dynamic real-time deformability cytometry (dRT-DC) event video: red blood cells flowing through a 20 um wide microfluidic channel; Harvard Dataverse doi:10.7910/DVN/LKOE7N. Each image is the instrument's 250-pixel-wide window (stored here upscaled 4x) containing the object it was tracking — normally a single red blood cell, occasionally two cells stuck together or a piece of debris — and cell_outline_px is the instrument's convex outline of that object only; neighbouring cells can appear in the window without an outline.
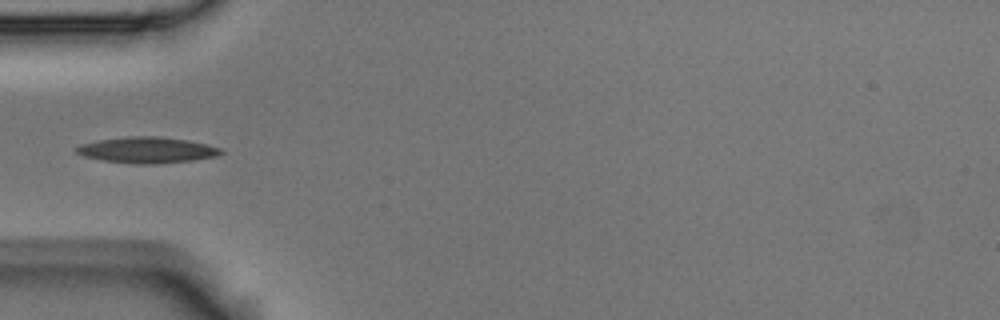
{"species": "Egyptian fruit bat (a non-hibernating species)", "species_latin": "Rousettus aegyptiacus", "temperature_condition": "room temperature", "stored_images_in_passage": 8, "camera_frame_rate_fps": 3000, "um_per_image_px": 0.085, "animal": {"sex": "male"}, "frame": {"image": 1, "passage_image": 5, "time_ms": 1.333, "image_size_px": [1000, 320], "cell_outline_px": [[224, 152], [216, 156], [192, 160], [160, 164], [136, 164], [104, 160], [84, 156], [76, 152], [76, 148], [80, 144], [100, 140], [128, 136], [160, 136], [188, 140], [208, 144], [220, 148]], "centroid_in_image_um": [12.54, 12.75], "position_along_channel_um": 72.5, "area_um2": 21.85}}
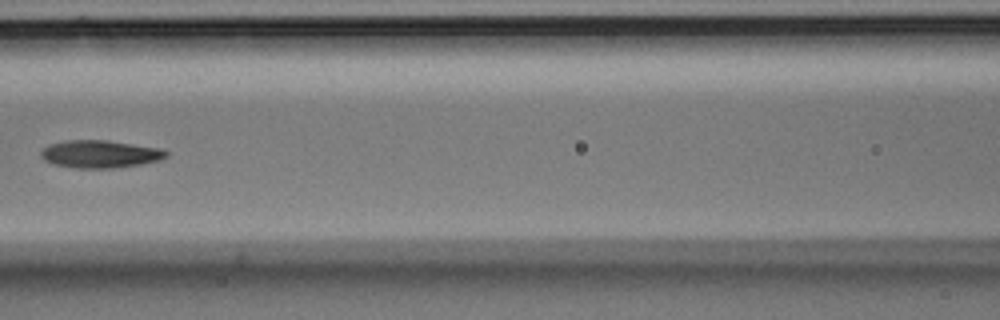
{"frame": {"image": 2, "passage_image": 7, "time_ms": 2.0, "image_size_px": [1000, 320], "cell_outline_px": [[168, 156], [160, 160], [140, 164], [112, 168], [76, 168], [56, 164], [44, 160], [40, 156], [40, 152], [48, 144], [68, 140], [108, 140], [160, 148], [168, 152]], "centroid_in_image_um": [8.51, 13.08], "position_along_channel_um": 158.1, "area_um2": 20.11}}
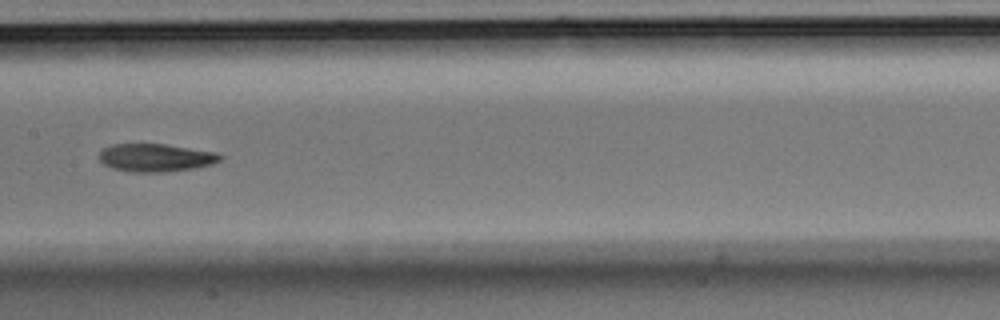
{"frame": {"image": 3, "passage_image": 8, "time_ms": 2.333, "image_size_px": [1000, 320], "cell_outline_px": [[224, 156], [220, 160], [212, 164], [196, 168], [164, 172], [128, 172], [112, 168], [104, 164], [100, 160], [100, 152], [104, 148], [112, 144], [164, 144], [216, 152]], "centroid_in_image_um": [13.25, 13.41], "position_along_channel_um": 194.2, "area_um2": 19.71}}